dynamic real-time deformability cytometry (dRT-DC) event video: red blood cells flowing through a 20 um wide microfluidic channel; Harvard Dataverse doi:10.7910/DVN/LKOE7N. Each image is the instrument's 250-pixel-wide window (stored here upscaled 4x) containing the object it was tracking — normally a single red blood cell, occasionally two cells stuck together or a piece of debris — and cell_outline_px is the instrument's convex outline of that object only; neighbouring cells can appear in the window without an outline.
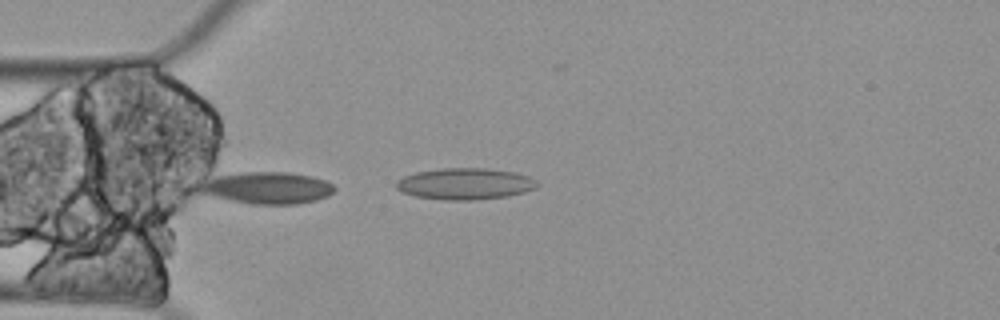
{"species": "Egyptian fruit bat (a non-hibernating species)", "species_latin": "Rousettus aegyptiacus", "temperature_condition": "cold", "stored_images_in_passage": 7, "camera_frame_rate_fps": 3000, "um_per_image_px": 0.085, "animal": {"sex": "female"}, "frame": {"image": 1, "passage_image": 5, "time_ms": 1.333, "image_size_px": [1000, 320], "cell_outline_px": [[336, 188], [328, 196], [316, 200], [296, 204], [252, 204], [232, 200], [200, 192], [200, 188], [216, 176], [240, 172], [288, 172], [312, 176], [324, 180], [332, 184]], "centroid_in_image_um": [22.82, 15.96], "position_along_channel_um": 62.2, "area_um2": 24.45}}
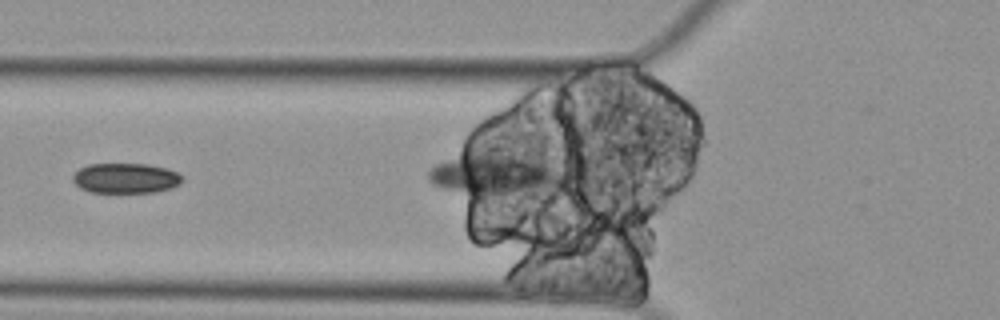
{"frame": {"image": 2, "passage_image": 6, "time_ms": 1.667, "image_size_px": [1000, 320], "cell_outline_px": [[184, 180], [180, 184], [172, 188], [156, 192], [92, 192], [80, 188], [72, 180], [72, 176], [80, 168], [88, 164], [148, 164], [168, 168], [184, 176]], "centroid_in_image_um": [10.73, 15.14], "position_along_channel_um": 115.1, "area_um2": 19.36}}